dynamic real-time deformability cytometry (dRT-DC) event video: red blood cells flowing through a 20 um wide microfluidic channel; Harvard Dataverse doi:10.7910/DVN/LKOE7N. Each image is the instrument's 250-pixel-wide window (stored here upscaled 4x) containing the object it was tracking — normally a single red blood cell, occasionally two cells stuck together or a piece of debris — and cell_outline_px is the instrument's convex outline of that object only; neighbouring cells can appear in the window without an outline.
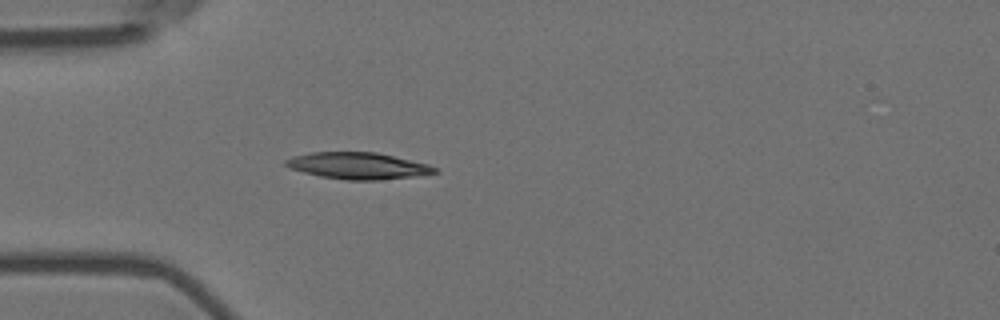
{"species": "Egyptian fruit bat (a non-hibernating species)", "species_latin": "Rousettus aegyptiacus", "temperature_condition": "room temperature", "stored_images_in_passage": 1, "camera_frame_rate_fps": 3000, "um_per_image_px": 0.085, "animal": {"sex": "female"}, "frame": {"image": 1, "passage_image": 1, "time_ms": 0.0, "image_size_px": [1000, 320], "cell_outline_px": [[440, 172], [412, 176], [380, 180], [344, 180], [320, 176], [288, 168], [284, 164], [284, 160], [292, 156], [312, 152], [376, 152], [428, 164], [436, 168]], "centroid_in_image_um": [30.38, 14.09], "position_along_channel_um": 54.6, "area_um2": 23.06}}